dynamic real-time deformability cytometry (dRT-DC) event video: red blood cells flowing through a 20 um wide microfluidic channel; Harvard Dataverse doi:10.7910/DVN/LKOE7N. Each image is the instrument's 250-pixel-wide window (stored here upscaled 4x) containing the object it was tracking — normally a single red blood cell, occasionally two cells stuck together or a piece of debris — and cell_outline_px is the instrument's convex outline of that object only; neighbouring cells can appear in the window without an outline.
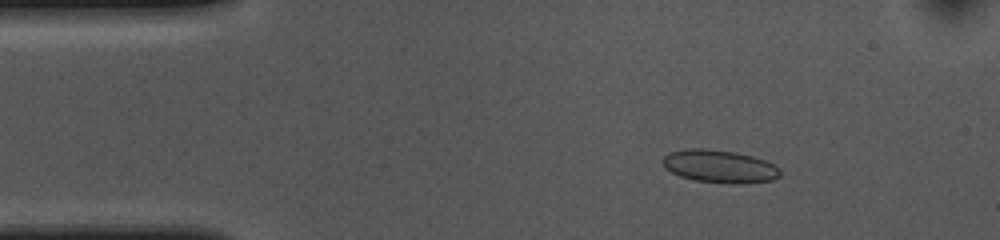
{"species": "common noctule bat (a hibernating species)", "species_latin": "Nyctalus noctula", "temperature_condition": "cold", "stored_images_in_passage": 54, "camera_frame_rate_fps": 3000, "um_per_image_px": 0.085, "animal": {"sex": "female", "body_mass_g": 10.0, "forearm_length_mm": 53.1}, "frame": {"image": 1, "passage_image": 7, "time_ms": 2.0, "image_size_px": [1000, 240], "cell_outline_px": [[780, 176], [772, 180], [740, 184], [728, 184], [696, 180], [680, 176], [664, 168], [664, 156], [672, 152], [688, 148], [704, 148], [736, 152], [752, 156], [764, 160], [780, 168]], "centroid_in_image_um": [61.19, 14.14], "position_along_channel_um": 23.8, "area_um2": 22.37}}
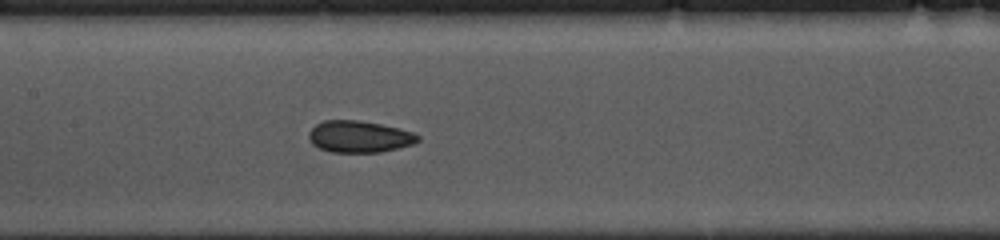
{"frame": {"image": 2, "passage_image": 24, "time_ms": 7.667, "image_size_px": [1000, 240], "cell_outline_px": [[420, 140], [412, 144], [380, 152], [332, 152], [320, 148], [312, 144], [308, 140], [308, 132], [316, 124], [324, 120], [360, 120], [400, 128], [412, 132], [420, 136]], "centroid_in_image_um": [30.51, 11.6], "position_along_channel_um": 176.9, "area_um2": 20.17}}
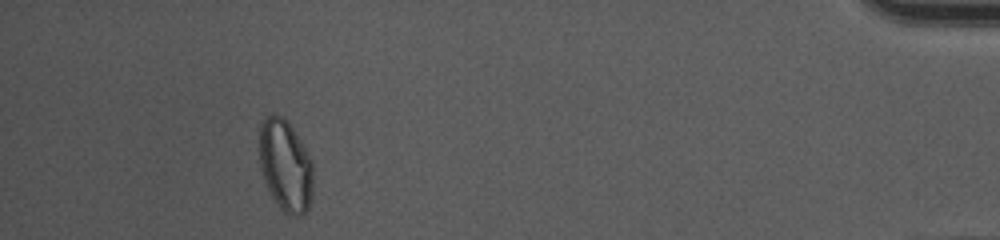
{"frame": {"image": 3, "passage_image": 49, "time_ms": 16.0, "image_size_px": [1000, 240], "cell_outline_px": [[312, 196], [308, 208], [300, 216], [288, 216], [280, 208], [272, 196], [264, 180], [260, 168], [260, 124], [272, 112], [276, 112], [284, 116], [300, 140], [312, 160]], "centroid_in_image_um": [24.26, 14.06], "position_along_channel_um": 410.9, "area_um2": 28.78}, "authors_computed_cell_mechanics": {"area_um2": 21.4438, "velocity_mm_per_s": 3.6183, "shape_relaxation_time_tau1_ms": 3.4522, "shape_relaxation_time_tau2_ms": 5.405, "deformation_change_tau1": 0.0865, "deformation_change_tau2": 0.1034}}